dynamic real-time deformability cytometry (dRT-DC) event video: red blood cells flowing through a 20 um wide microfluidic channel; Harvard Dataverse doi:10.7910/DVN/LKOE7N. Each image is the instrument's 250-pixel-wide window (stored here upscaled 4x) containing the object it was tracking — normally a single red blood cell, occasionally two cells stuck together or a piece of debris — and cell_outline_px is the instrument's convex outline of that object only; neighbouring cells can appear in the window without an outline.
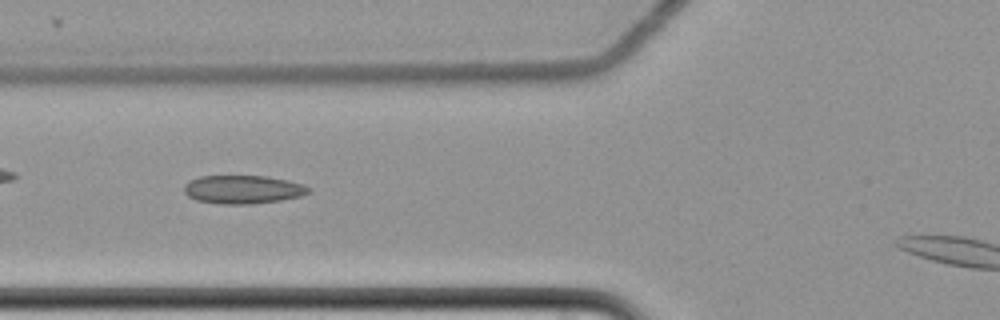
{"species": "common noctule bat (a hibernating species)", "species_latin": "Nyctalus noctula", "temperature_condition": "cold", "stored_images_in_passage": 57, "camera_frame_rate_fps": 3000, "um_per_image_px": 0.085, "animal": {"sex": "female", "body_mass_g": 22.7, "forearm_length_mm": 54.2}, "frame": {"image": 1, "passage_image": 26, "time_ms": 8.333, "image_size_px": [1000, 320], "cell_outline_px": [[312, 192], [300, 196], [280, 200], [252, 204], [224, 204], [196, 200], [188, 196], [184, 192], [184, 184], [200, 176], [268, 176], [288, 180], [304, 184], [312, 188]], "centroid_in_image_um": [20.7, 16.1], "position_along_channel_um": 105.1, "area_um2": 20.69}}
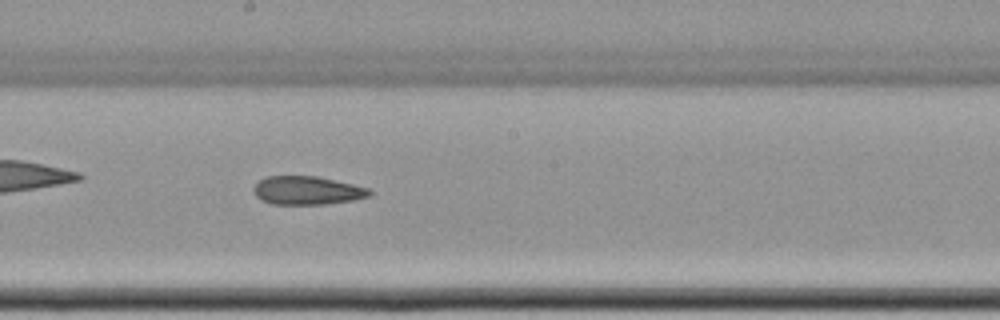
{"frame": {"image": 2, "passage_image": 36, "time_ms": 11.667, "image_size_px": [1000, 320], "cell_outline_px": [[372, 196], [352, 200], [324, 204], [272, 204], [260, 200], [256, 196], [252, 188], [260, 180], [268, 176], [316, 176], [352, 184], [368, 188], [372, 192]], "centroid_in_image_um": [26.1, 16.19], "position_along_channel_um": 222.1, "area_um2": 19.13}}
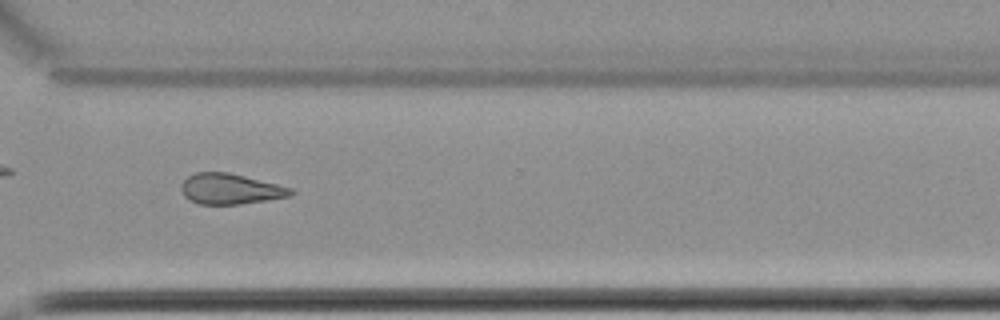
{"frame": {"image": 3, "passage_image": 47, "time_ms": 15.333, "image_size_px": [1000, 320], "cell_outline_px": [[296, 192], [292, 196], [268, 200], [240, 204], [200, 204], [188, 200], [184, 196], [180, 188], [180, 184], [188, 176], [196, 172], [228, 172], [292, 188]], "centroid_in_image_um": [19.57, 16.06], "position_along_channel_um": 351.0, "area_um2": 19.59}, "authors_computed_cell_mechanics": {"area_um2": 20.4612, "velocity_mm_per_s": 3.5043, "shape_relaxation_time_tau1_ms": null, "shape_relaxation_time_tau2_ms": 11.0799, "deformation_change_tau1": null, "deformation_change_tau2": 0.185}}